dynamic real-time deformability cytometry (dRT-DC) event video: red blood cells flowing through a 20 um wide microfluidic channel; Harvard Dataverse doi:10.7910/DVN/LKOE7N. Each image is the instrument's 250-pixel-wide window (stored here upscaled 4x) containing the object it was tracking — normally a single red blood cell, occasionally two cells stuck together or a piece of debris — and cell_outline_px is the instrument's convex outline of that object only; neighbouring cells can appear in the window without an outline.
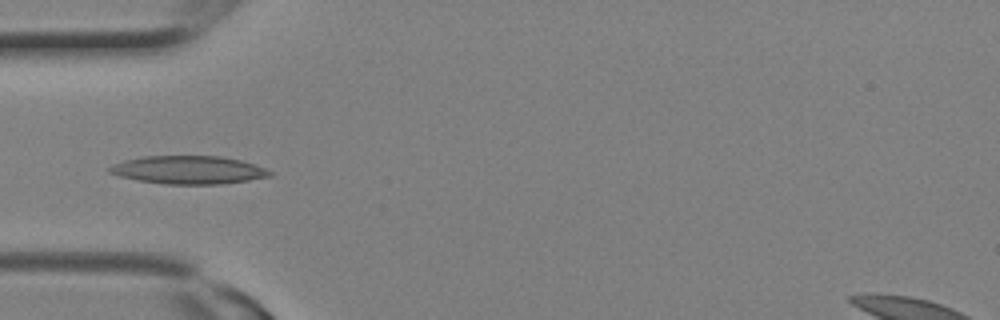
{"species": "Egyptian fruit bat (a non-hibernating species)", "species_latin": "Rousettus aegyptiacus", "temperature_condition": "room temperature", "stored_images_in_passage": 2, "camera_frame_rate_fps": 3000, "um_per_image_px": 0.085, "animal": {"sex": "female"}, "frame": {"image": 1, "passage_image": 1, "time_ms": 0.0, "image_size_px": [1000, 320], "cell_outline_px": [[272, 176], [248, 180], [220, 184], [164, 184], [136, 180], [120, 176], [108, 172], [108, 168], [124, 160], [144, 156], [220, 156], [240, 160], [264, 168], [272, 172]], "centroid_in_image_um": [16.01, 14.44], "position_along_channel_um": 69.0, "area_um2": 26.07}}